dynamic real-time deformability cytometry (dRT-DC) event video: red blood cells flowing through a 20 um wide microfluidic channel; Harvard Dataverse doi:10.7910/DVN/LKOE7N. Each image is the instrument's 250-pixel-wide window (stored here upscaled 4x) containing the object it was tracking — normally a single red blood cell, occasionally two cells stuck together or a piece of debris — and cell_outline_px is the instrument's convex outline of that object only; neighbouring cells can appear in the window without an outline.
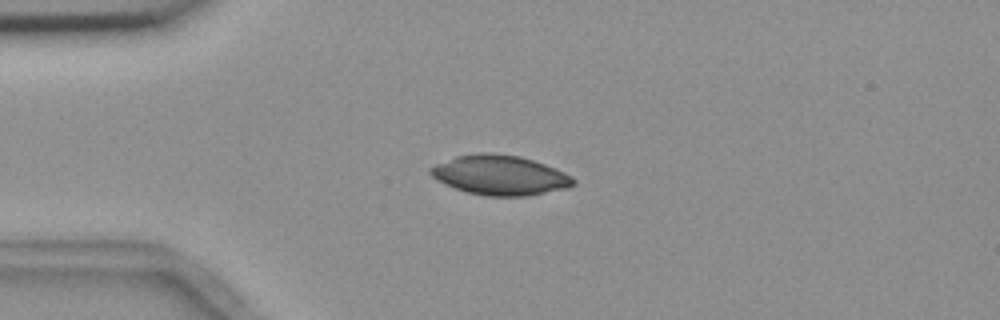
{"species": "common noctule bat (a hibernating species)", "species_latin": "Nyctalus noctula", "temperature_condition": "room temperature", "stored_images_in_passage": 7, "camera_frame_rate_fps": 3000, "um_per_image_px": 0.085, "animal": {"sex": "female", "body_mass_g": 18.4}, "frame": {"image": 1, "passage_image": 3, "time_ms": 2.333, "image_size_px": [1000, 320], "cell_outline_px": [[576, 184], [568, 188], [528, 196], [484, 196], [468, 192], [444, 184], [436, 180], [428, 172], [428, 168], [436, 164], [456, 156], [480, 152], [492, 152], [520, 156], [544, 164], [564, 172], [572, 176], [576, 180]], "centroid_in_image_um": [42.5, 14.89], "position_along_channel_um": 42.5, "area_um2": 33.29}}
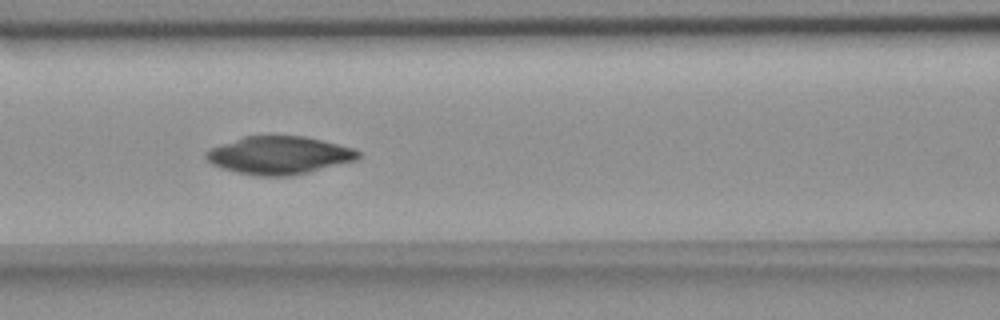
{"frame": {"image": 2, "passage_image": 6, "time_ms": 5.667, "image_size_px": [1000, 320], "cell_outline_px": [[360, 156], [356, 160], [292, 176], [256, 176], [236, 172], [212, 164], [204, 156], [204, 152], [220, 144], [244, 136], [304, 136], [356, 148], [360, 152]], "centroid_in_image_um": [23.73, 13.2], "position_along_channel_um": 142.9, "area_um2": 33.52}}
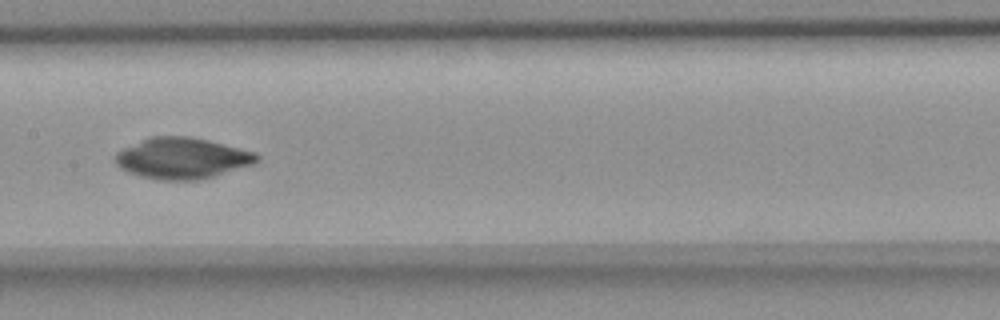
{"frame": {"image": 3, "passage_image": 7, "time_ms": 7.0, "image_size_px": [1000, 320], "cell_outline_px": [[260, 160], [252, 164], [204, 180], [160, 180], [140, 176], [128, 172], [120, 168], [116, 164], [116, 152], [148, 136], [192, 136], [256, 152], [260, 156]], "centroid_in_image_um": [15.5, 13.45], "position_along_channel_um": 191.9, "area_um2": 34.1}}